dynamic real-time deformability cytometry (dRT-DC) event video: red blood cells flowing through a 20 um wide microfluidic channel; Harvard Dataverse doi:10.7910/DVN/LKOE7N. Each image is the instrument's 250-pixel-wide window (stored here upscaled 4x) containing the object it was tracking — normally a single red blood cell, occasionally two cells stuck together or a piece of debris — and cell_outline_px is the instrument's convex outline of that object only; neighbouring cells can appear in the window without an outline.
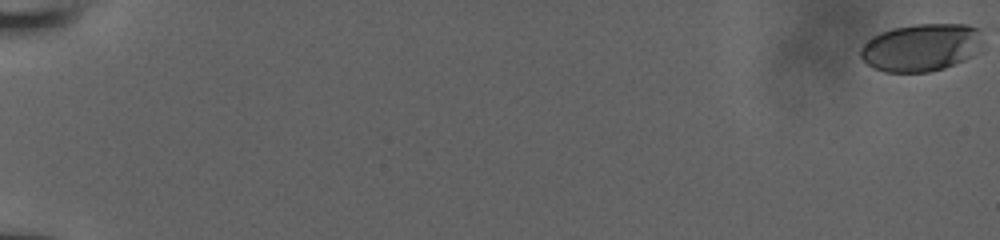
{"species": "human", "species_latin": "Homo sapiens", "temperature_condition": "room temperature", "stored_images_in_passage": 55, "camera_frame_rate_fps": 3000, "um_per_image_px": 0.085, "donor": {"sex": "male"}, "frame": {"image": 1, "passage_image": 1, "time_ms": 0.0, "image_size_px": [1000, 240], "cell_outline_px": [[980, 28], [972, 56], [964, 60], [944, 68], [928, 72], [884, 72], [872, 68], [860, 56], [860, 48], [872, 36], [880, 32], [892, 28], [916, 24], [968, 24]], "centroid_in_image_um": [78.2, 4.03], "position_along_channel_um": 6.8, "area_um2": 33.47}}
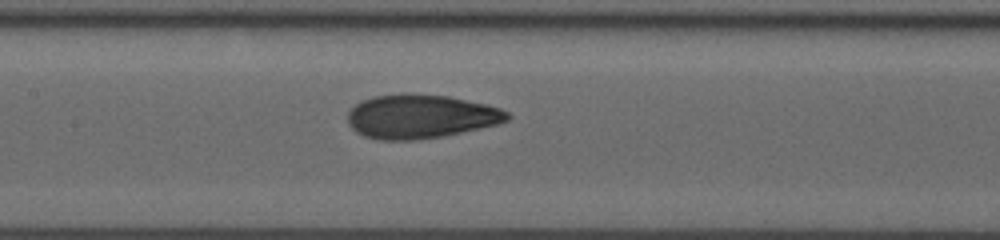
{"frame": {"image": 2, "passage_image": 30, "time_ms": 9.667, "image_size_px": [1000, 240], "cell_outline_px": [[512, 116], [508, 120], [496, 124], [444, 136], [412, 140], [376, 140], [364, 136], [356, 132], [348, 124], [348, 112], [360, 100], [372, 96], [400, 92], [412, 92], [448, 96], [484, 104], [500, 108], [508, 112]], "centroid_in_image_um": [35.7, 9.88], "position_along_channel_um": 171.7, "area_um2": 41.21}}
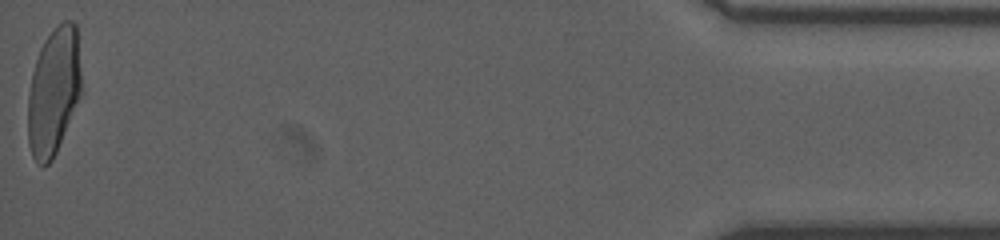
{"frame": {"image": 3, "passage_image": 55, "time_ms": 18.0, "image_size_px": [1000, 240], "cell_outline_px": [[80, 96], [56, 152], [52, 160], [44, 168], [36, 164], [32, 156], [28, 144], [28, 96], [32, 72], [40, 48], [44, 40], [56, 24], [64, 20], [72, 20], [76, 24], [80, 72]], "centroid_in_image_um": [4.53, 7.77], "position_along_channel_um": 430.7, "area_um2": 39.65}}